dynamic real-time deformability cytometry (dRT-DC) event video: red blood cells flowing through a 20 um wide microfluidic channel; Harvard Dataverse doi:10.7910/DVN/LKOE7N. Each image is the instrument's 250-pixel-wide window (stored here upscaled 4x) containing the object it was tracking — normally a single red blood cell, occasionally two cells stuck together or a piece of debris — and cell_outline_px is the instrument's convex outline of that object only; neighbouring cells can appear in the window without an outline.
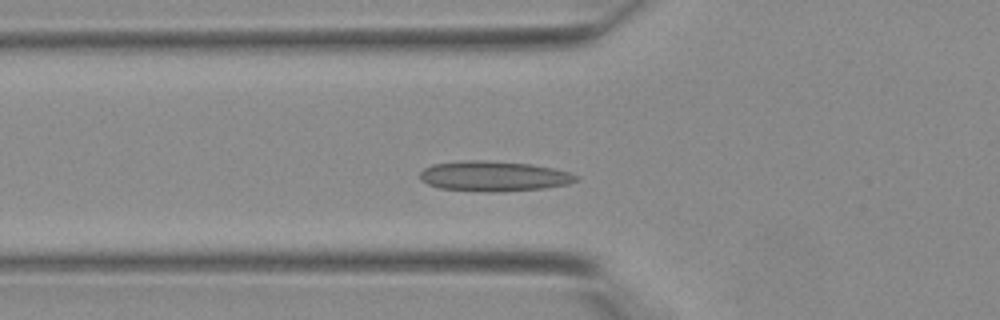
{"species": "Egyptian fruit bat (a non-hibernating species)", "species_latin": "Rousettus aegyptiacus", "temperature_condition": "warm", "stored_images_in_passage": 36, "camera_frame_rate_fps": 3000, "um_per_image_px": 0.085, "animal": {"sex": "female"}, "frame": {"image": 1, "passage_image": 10, "time_ms": 3.0, "image_size_px": [1000, 320], "cell_outline_px": [[580, 180], [568, 184], [544, 188], [492, 192], [488, 192], [440, 188], [428, 184], [420, 180], [420, 172], [424, 168], [432, 164], [464, 160], [484, 160], [532, 164], [552, 168], [568, 172], [580, 176]], "centroid_in_image_um": [41.98, 14.97], "position_along_channel_um": 83.8, "area_um2": 27.51}}
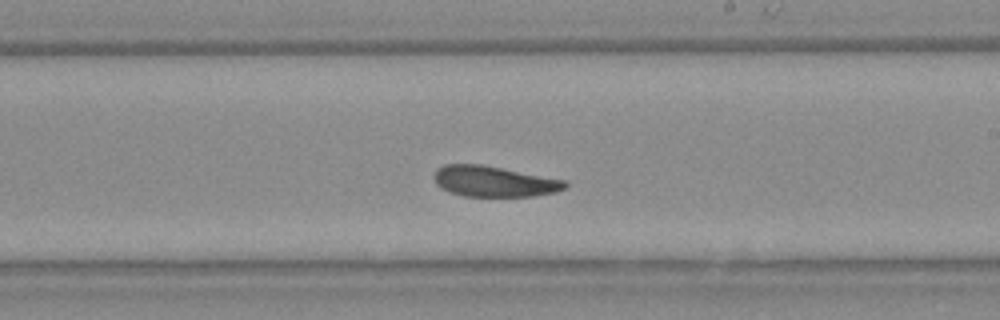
{"frame": {"image": 2, "passage_image": 20, "time_ms": 6.333, "image_size_px": [1000, 320], "cell_outline_px": [[568, 184], [564, 188], [556, 192], [532, 196], [464, 196], [440, 188], [436, 184], [432, 176], [436, 168], [444, 164], [480, 164], [564, 180]], "centroid_in_image_um": [41.92, 15.41], "position_along_channel_um": 247.1, "area_um2": 23.29}}
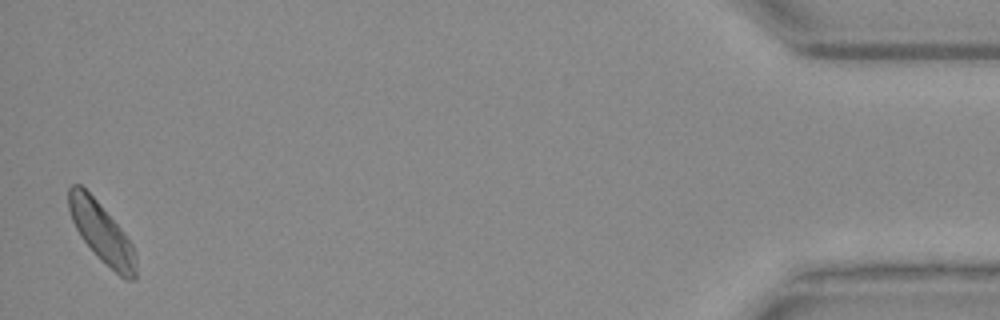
{"frame": {"image": 3, "passage_image": 36, "time_ms": 11.667, "image_size_px": [1000, 320], "cell_outline_px": [[136, 280], [128, 280], [120, 276], [80, 236], [72, 220], [68, 208], [68, 188], [72, 184], [80, 184], [96, 200], [120, 228], [132, 244], [136, 256]], "centroid_in_image_um": [8.63, 19.74], "position_along_channel_um": 426.6, "area_um2": 22.6}}